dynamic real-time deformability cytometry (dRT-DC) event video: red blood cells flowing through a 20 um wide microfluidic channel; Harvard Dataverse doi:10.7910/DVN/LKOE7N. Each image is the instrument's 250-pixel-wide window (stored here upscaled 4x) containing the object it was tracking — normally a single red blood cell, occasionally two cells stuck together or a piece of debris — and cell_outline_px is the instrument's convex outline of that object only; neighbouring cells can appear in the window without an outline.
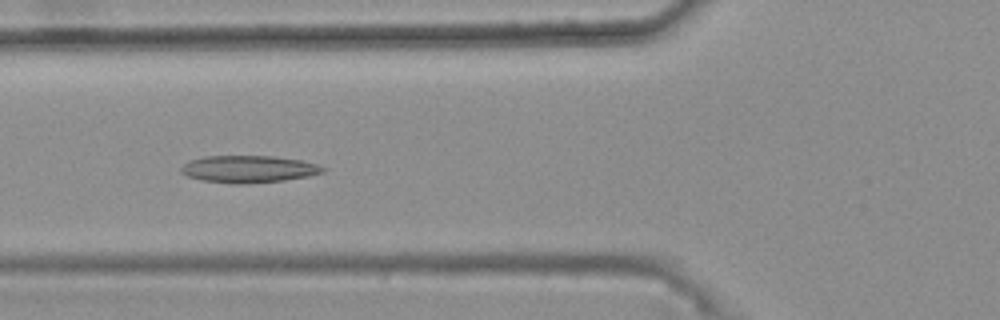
{"species": "common noctule bat (a hibernating species)", "species_latin": "Nyctalus noctula", "temperature_condition": "warm", "stored_images_in_passage": 32, "camera_frame_rate_fps": 3000, "um_per_image_px": 0.085, "animal": {"sex": "female", "body_mass_g": 25.1}, "frame": {"image": 1, "passage_image": 6, "time_ms": 1.667, "image_size_px": [1000, 320], "cell_outline_px": [[328, 168], [324, 172], [308, 176], [284, 180], [248, 184], [232, 184], [200, 180], [188, 176], [180, 172], [180, 168], [188, 160], [204, 156], [272, 156], [300, 160], [316, 164]], "centroid_in_image_um": [21.1, 14.38], "position_along_channel_um": 104.7, "area_um2": 22.6}}
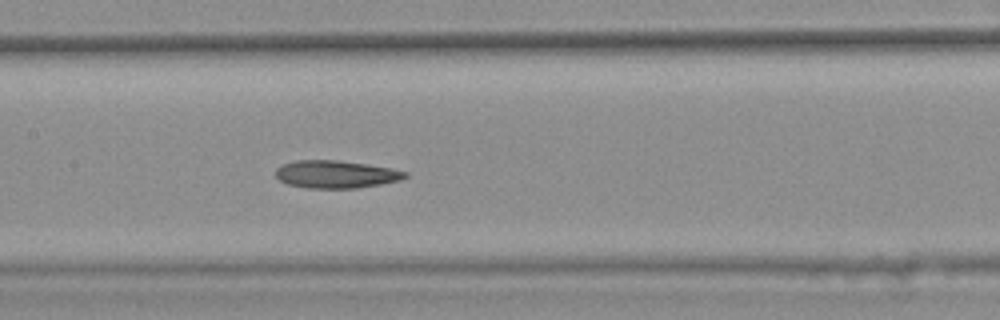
{"frame": {"image": 2, "passage_image": 12, "time_ms": 3.667, "image_size_px": [1000, 320], "cell_outline_px": [[408, 176], [400, 180], [380, 184], [356, 188], [308, 188], [288, 184], [280, 180], [276, 176], [276, 168], [280, 164], [296, 160], [336, 160], [364, 164], [388, 168], [408, 172]], "centroid_in_image_um": [28.51, 14.81], "position_along_channel_um": 178.9, "area_um2": 20.69}}
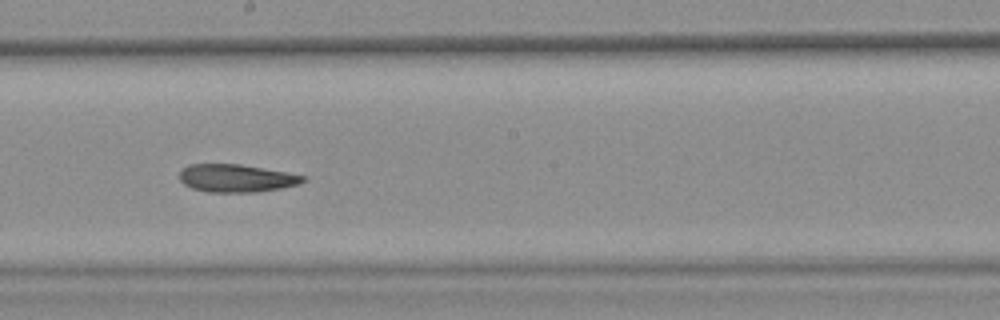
{"frame": {"image": 3, "passage_image": 16, "time_ms": 5.0, "image_size_px": [1000, 320], "cell_outline_px": [[308, 180], [300, 184], [280, 188], [256, 192], [208, 192], [192, 188], [184, 184], [180, 180], [180, 168], [188, 164], [240, 164], [288, 172], [308, 176]], "centroid_in_image_um": [20.12, 15.14], "position_along_channel_um": 228.1, "area_um2": 20.29}, "authors_computed_cell_mechanics": {"area_um2": 20.6924, "velocity_mm_per_s": 3.7051, "shape_relaxation_time_tau1_ms": null, "shape_relaxation_time_tau2_ms": 7.086, "deformation_change_tau1": null, "deformation_change_tau2": 0.1624}}